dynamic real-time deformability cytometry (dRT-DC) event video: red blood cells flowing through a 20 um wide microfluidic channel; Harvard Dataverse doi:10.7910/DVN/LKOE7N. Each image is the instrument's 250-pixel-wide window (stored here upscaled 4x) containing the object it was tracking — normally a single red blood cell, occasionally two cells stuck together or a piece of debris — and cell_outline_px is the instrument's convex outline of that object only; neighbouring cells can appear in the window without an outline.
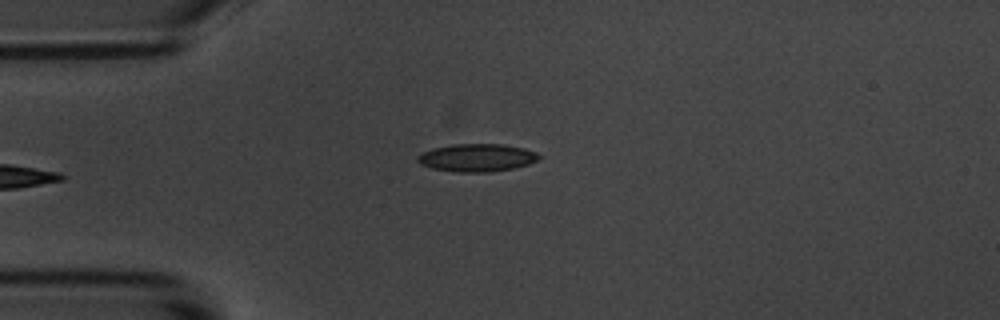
{"species": "common noctule bat (a hibernating species)", "species_latin": "Nyctalus noctula", "temperature_condition": "room temperature", "stored_images_in_passage": 5, "camera_frame_rate_fps": 3000, "um_per_image_px": 0.085, "animal": {"sex": "male", "body_mass_g": 20.1, "forearm_length_mm": 53.5}, "frame": {"image": 1, "passage_image": 5, "time_ms": 4.667, "image_size_px": [1000, 320], "cell_outline_px": [[540, 156], [536, 160], [528, 164], [512, 168], [488, 172], [456, 172], [432, 168], [420, 164], [416, 160], [416, 156], [432, 148], [452, 144], [504, 144], [524, 148], [536, 152]], "centroid_in_image_um": [40.5, 13.4], "position_along_channel_um": 44.5, "area_um2": 19.59}}